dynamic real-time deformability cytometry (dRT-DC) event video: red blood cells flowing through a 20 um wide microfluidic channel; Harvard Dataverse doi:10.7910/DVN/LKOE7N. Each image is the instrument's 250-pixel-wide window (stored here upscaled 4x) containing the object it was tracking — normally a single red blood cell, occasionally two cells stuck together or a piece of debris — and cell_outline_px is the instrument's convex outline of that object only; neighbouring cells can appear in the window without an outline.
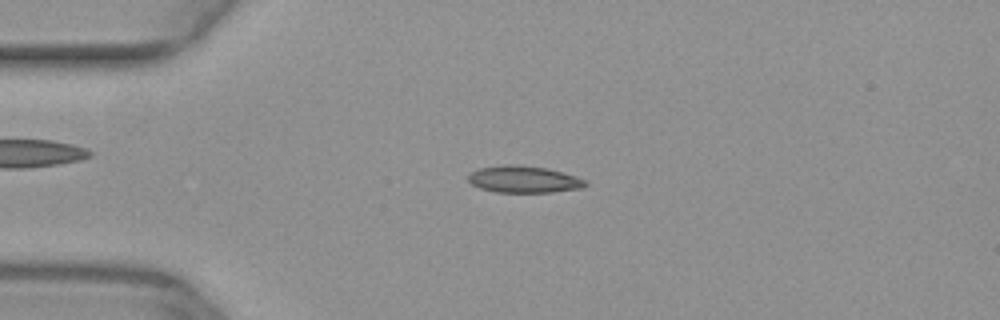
{"species": "common noctule bat (a hibernating species)", "species_latin": "Nyctalus noctula", "temperature_condition": "warm", "stored_images_in_passage": 50, "camera_frame_rate_fps": 3000, "um_per_image_px": 0.085, "animal": {"sex": "female", "body_mass_g": 29.2, "forearm_length_mm": 56.3}, "frame": {"image": 1, "passage_image": 12, "time_ms": 3.667, "image_size_px": [1000, 320], "cell_outline_px": [[588, 184], [584, 188], [552, 192], [496, 192], [480, 188], [472, 184], [468, 180], [468, 172], [480, 168], [504, 164], [512, 164], [548, 168], [576, 176], [588, 180]], "centroid_in_image_um": [44.55, 15.24], "position_along_channel_um": 40.5, "area_um2": 18.55}}
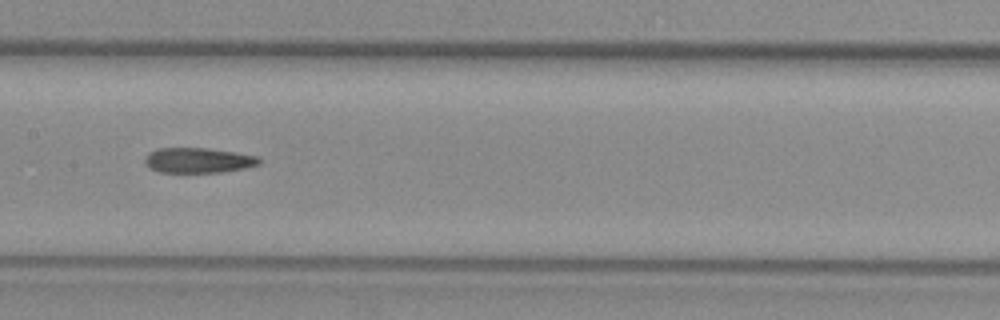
{"frame": {"image": 2, "passage_image": 25, "time_ms": 8.0, "image_size_px": [1000, 320], "cell_outline_px": [[260, 164], [244, 168], [220, 172], [160, 172], [148, 168], [144, 160], [148, 152], [156, 148], [208, 148], [236, 152], [260, 156]], "centroid_in_image_um": [16.84, 13.62], "position_along_channel_um": 190.6, "area_um2": 16.88}}
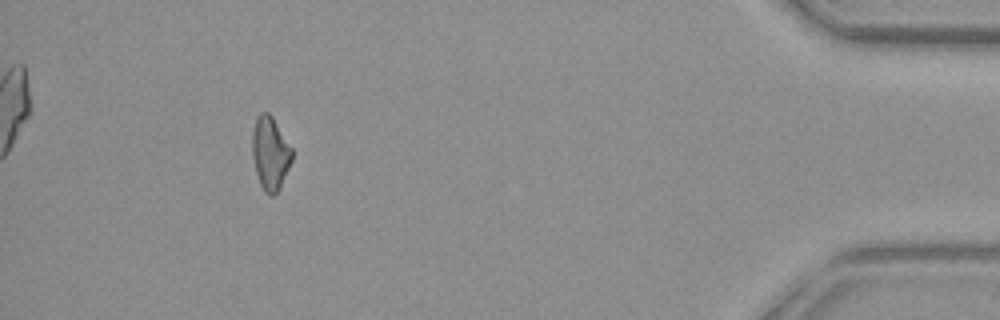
{"frame": {"image": 3, "passage_image": 46, "time_ms": 15.0, "image_size_px": [1000, 320], "cell_outline_px": [[292, 160], [280, 188], [272, 196], [268, 196], [264, 192], [260, 184], [256, 172], [252, 156], [252, 132], [256, 116], [260, 112], [268, 112], [272, 116], [292, 148]], "centroid_in_image_um": [22.96, 13.02], "position_along_channel_um": 412.2, "area_um2": 17.05}}